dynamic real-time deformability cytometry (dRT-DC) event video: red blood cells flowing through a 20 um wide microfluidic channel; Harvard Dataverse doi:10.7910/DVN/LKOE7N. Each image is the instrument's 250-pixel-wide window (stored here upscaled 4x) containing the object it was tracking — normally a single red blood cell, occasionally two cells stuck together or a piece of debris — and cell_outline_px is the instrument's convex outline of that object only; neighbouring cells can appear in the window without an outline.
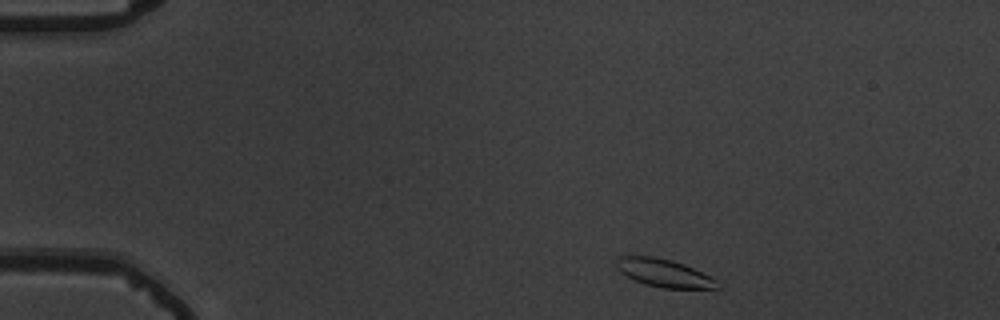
{"species": "common noctule bat (a hibernating species)", "species_latin": "Nyctalus noctula", "temperature_condition": "warm", "stored_images_in_passage": 49, "camera_frame_rate_fps": 3000, "um_per_image_px": 0.085, "animal": {"sex": "male", "body_mass_g": 19.5, "forearm_length_mm": 54.6}, "frame": {"image": 1, "passage_image": 2, "time_ms": 0.333, "image_size_px": [1000, 320], "cell_outline_px": [[720, 288], [660, 288], [644, 284], [620, 272], [616, 268], [616, 260], [620, 256], [652, 256], [672, 260], [684, 264], [716, 280]], "centroid_in_image_um": [56.39, 23.2], "position_along_channel_um": 28.6, "area_um2": 16.18}}
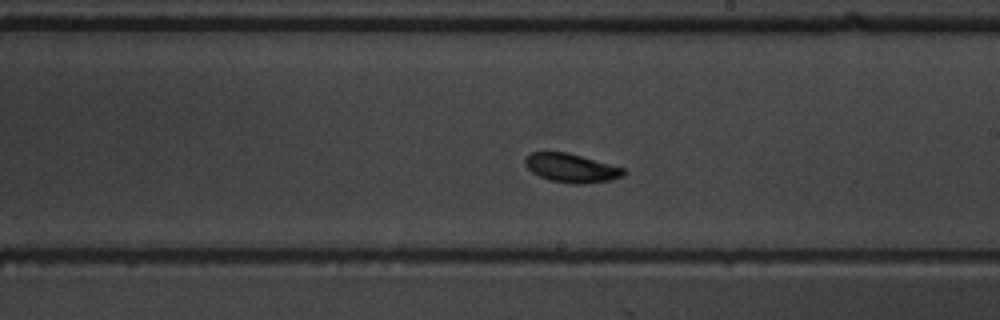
{"frame": {"image": 2, "passage_image": 26, "time_ms": 8.333, "image_size_px": [1000, 320], "cell_outline_px": [[624, 176], [612, 180], [580, 184], [572, 184], [548, 180], [532, 172], [524, 164], [524, 156], [532, 152], [568, 152], [624, 168]], "centroid_in_image_um": [48.53, 14.28], "position_along_channel_um": 240.5, "area_um2": 16.59}}
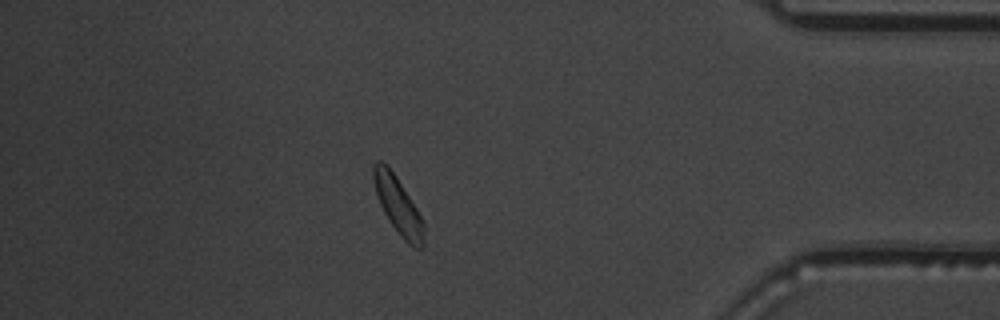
{"frame": {"image": 3, "passage_image": 42, "time_ms": 13.667, "image_size_px": [1000, 320], "cell_outline_px": [[424, 248], [412, 248], [400, 236], [388, 220], [380, 204], [372, 180], [372, 164], [376, 160], [380, 160], [396, 176], [416, 208], [424, 224]], "centroid_in_image_um": [33.82, 17.49], "position_along_channel_um": 401.4, "area_um2": 16.65}, "authors_computed_cell_mechanics": {"area_um2": 16.4152, "velocity_mm_per_s": 3.6228, "shape_relaxation_time_tau1_ms": 4.4263, "shape_relaxation_time_tau2_ms": 3.915, "deformation_change_tau1": 0.1811, "deformation_change_tau2": 0.0652}}